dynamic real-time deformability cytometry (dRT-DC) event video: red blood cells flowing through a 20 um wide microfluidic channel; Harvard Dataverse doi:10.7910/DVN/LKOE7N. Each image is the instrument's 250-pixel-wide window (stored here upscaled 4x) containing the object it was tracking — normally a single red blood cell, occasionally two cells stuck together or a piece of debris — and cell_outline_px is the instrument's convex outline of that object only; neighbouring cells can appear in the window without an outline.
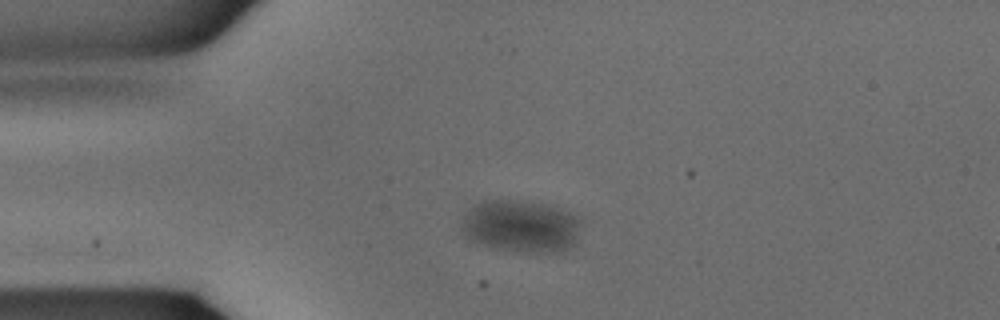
{"species": "common noctule bat (a hibernating species)", "species_latin": "Nyctalus noctula", "temperature_condition": "warm", "stored_images_in_passage": 8, "camera_frame_rate_fps": 3000, "um_per_image_px": 0.085, "animal": {"sex": "male", "body_mass_g": 15.6}, "frame": {"image": 1, "passage_image": 1, "time_ms": 0.0, "image_size_px": [1000, 320], "cell_outline_px": [[580, 224], [576, 244], [560, 252], [520, 252], [496, 248], [468, 240], [460, 228], [464, 216], [472, 204], [484, 200], [504, 200], [544, 204], [568, 212], [580, 220]], "centroid_in_image_um": [44.24, 19.24], "position_along_channel_um": 40.8, "area_um2": 36.36}}